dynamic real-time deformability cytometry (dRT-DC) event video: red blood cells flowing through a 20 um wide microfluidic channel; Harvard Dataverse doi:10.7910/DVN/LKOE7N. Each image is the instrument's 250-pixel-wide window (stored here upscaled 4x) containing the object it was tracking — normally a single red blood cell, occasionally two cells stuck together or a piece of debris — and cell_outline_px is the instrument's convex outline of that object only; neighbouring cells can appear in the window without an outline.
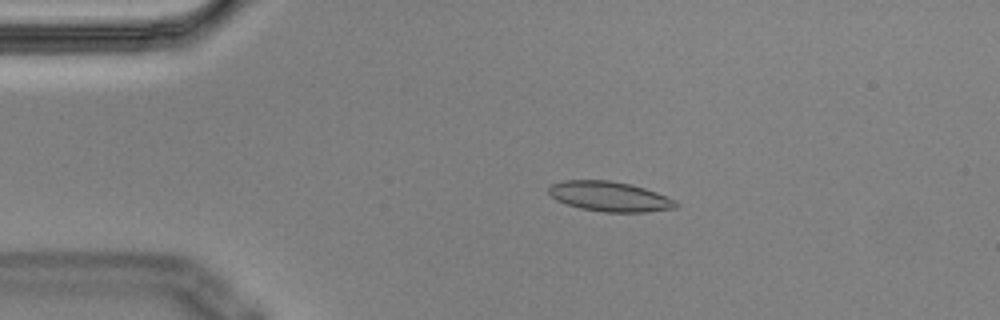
{"species": "Egyptian fruit bat (a non-hibernating species)", "species_latin": "Rousettus aegyptiacus", "temperature_condition": "cold", "stored_images_in_passage": 3, "camera_frame_rate_fps": 3000, "um_per_image_px": 0.085, "animal": {"sex": "male"}, "frame": {"image": 1, "passage_image": 2, "time_ms": 0.333, "image_size_px": [1000, 320], "cell_outline_px": [[680, 204], [676, 208], [644, 212], [604, 212], [580, 208], [556, 200], [548, 192], [548, 188], [552, 184], [564, 180], [608, 180], [632, 184], [656, 192], [676, 200]], "centroid_in_image_um": [51.84, 16.7], "position_along_channel_um": 33.2, "area_um2": 22.2}}